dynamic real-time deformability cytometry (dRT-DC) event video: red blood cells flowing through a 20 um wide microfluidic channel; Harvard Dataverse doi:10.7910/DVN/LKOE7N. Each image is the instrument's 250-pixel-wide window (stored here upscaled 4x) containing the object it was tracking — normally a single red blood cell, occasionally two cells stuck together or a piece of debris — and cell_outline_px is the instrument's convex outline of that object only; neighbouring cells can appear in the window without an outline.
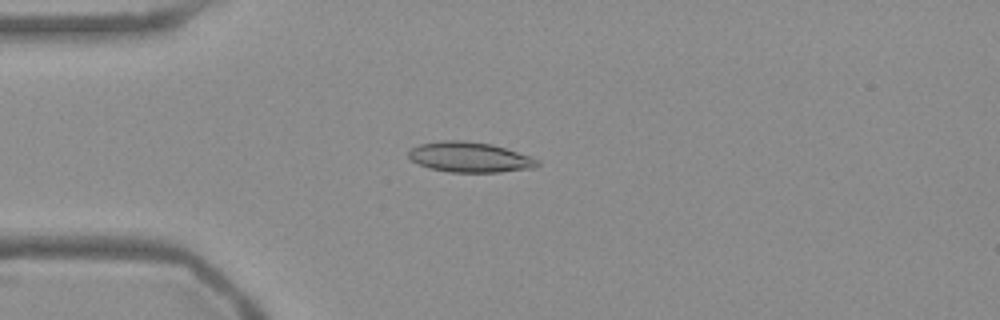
{"species": "Egyptian fruit bat (a non-hibernating species)", "species_latin": "Rousettus aegyptiacus", "temperature_condition": "warm", "stored_images_in_passage": 53, "camera_frame_rate_fps": 3000, "um_per_image_px": 0.085, "frame": {"image": 1, "passage_image": 13, "time_ms": 4.0, "image_size_px": [1000, 320], "cell_outline_px": [[540, 164], [536, 168], [500, 172], [448, 172], [428, 168], [412, 160], [408, 156], [408, 152], [412, 148], [420, 144], [444, 140], [464, 140], [492, 144], [540, 160]], "centroid_in_image_um": [39.94, 13.37], "position_along_channel_um": 45.1, "area_um2": 22.66}}
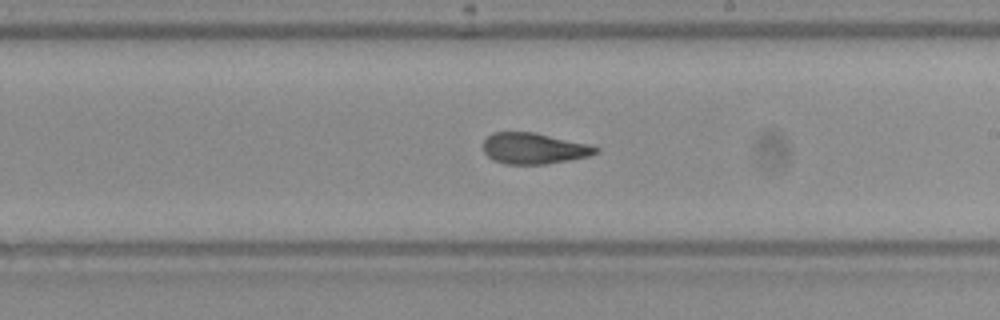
{"frame": {"image": 2, "passage_image": 30, "time_ms": 9.667, "image_size_px": [1000, 320], "cell_outline_px": [[600, 152], [588, 156], [568, 160], [544, 164], [504, 164], [492, 160], [484, 152], [484, 140], [492, 132], [532, 132], [588, 144], [600, 148]], "centroid_in_image_um": [45.37, 12.62], "position_along_channel_um": 243.6, "area_um2": 20.23}}
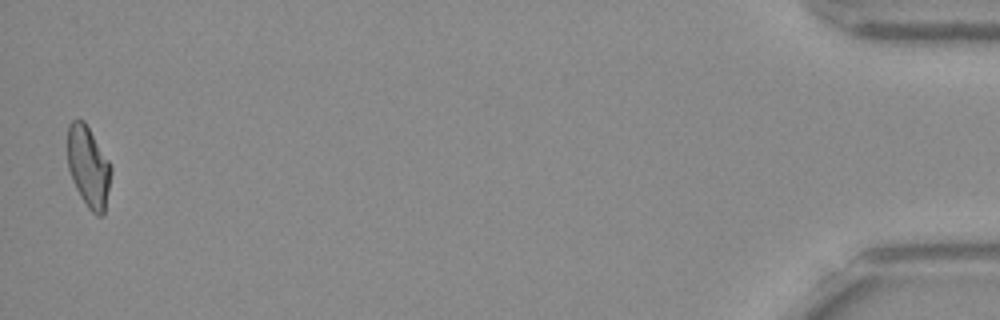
{"frame": {"image": 3, "passage_image": 52, "time_ms": 17.0, "image_size_px": [1000, 320], "cell_outline_px": [[112, 172], [104, 216], [96, 216], [88, 208], [80, 196], [72, 180], [68, 168], [68, 124], [72, 120], [84, 120], [108, 160], [112, 168]], "centroid_in_image_um": [7.52, 14.21], "position_along_channel_um": 427.7, "area_um2": 20.58}, "authors_computed_cell_mechanics": {"area_um2": 21.0392, "velocity_mm_per_s": 3.7908, "shape_relaxation_time_tau1_ms": null, "shape_relaxation_time_tau2_ms": 2.1688, "deformation_change_tau1": null, "deformation_change_tau2": 0.084}}